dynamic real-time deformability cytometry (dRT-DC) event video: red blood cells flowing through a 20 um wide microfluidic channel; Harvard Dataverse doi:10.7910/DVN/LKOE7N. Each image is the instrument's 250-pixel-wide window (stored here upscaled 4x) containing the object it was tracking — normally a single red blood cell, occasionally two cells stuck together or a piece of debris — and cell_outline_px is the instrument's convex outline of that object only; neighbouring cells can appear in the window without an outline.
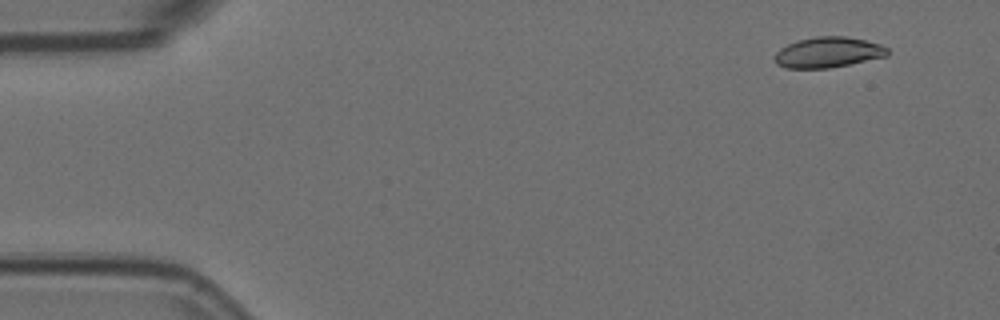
{"species": "Egyptian fruit bat (a non-hibernating species)", "species_latin": "Rousettus aegyptiacus", "temperature_condition": "room temperature", "stored_images_in_passage": 4, "camera_frame_rate_fps": 3000, "um_per_image_px": 0.085, "animal": {"sex": "female"}, "frame": {"image": 1, "passage_image": 1, "time_ms": 0.0, "image_size_px": [1000, 320], "cell_outline_px": [[888, 56], [828, 68], [784, 68], [776, 64], [776, 52], [780, 48], [796, 40], [816, 36], [844, 36], [864, 40], [880, 44], [888, 48]], "centroid_in_image_um": [70.38, 4.44], "position_along_channel_um": 14.6, "area_um2": 20.0}}
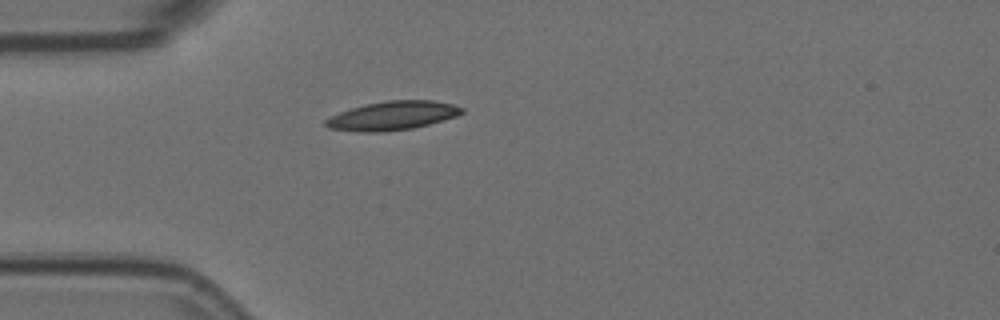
{"frame": {"image": 2, "passage_image": 4, "time_ms": 1.0, "image_size_px": [1000, 320], "cell_outline_px": [[464, 112], [456, 116], [428, 124], [412, 128], [384, 132], [356, 132], [328, 128], [324, 124], [324, 120], [340, 112], [352, 108], [368, 104], [388, 100], [432, 100], [452, 104], [464, 108]], "centroid_in_image_um": [33.35, 9.84], "position_along_channel_um": 51.6, "area_um2": 22.72}}